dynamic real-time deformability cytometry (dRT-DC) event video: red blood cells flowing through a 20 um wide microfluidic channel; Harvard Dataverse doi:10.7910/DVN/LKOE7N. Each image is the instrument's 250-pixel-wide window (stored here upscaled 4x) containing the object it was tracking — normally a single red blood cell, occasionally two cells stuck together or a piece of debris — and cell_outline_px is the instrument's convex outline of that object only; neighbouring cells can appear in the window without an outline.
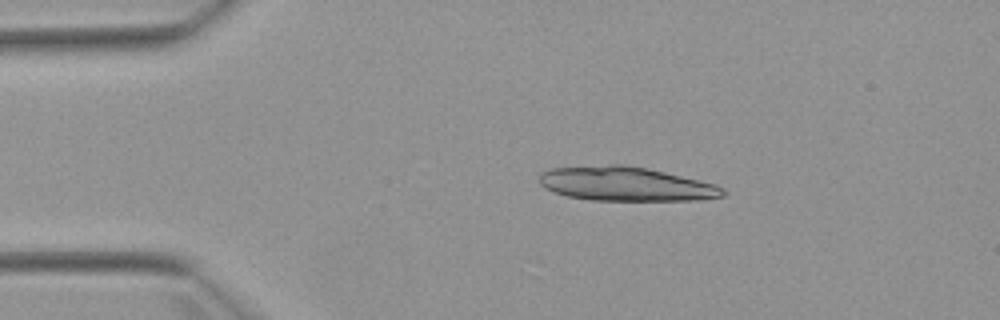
{"species": "Egyptian fruit bat (a non-hibernating species)", "species_latin": "Rousettus aegyptiacus", "temperature_condition": "warm", "stored_images_in_passage": 2, "camera_frame_rate_fps": 3000, "um_per_image_px": 0.085, "animal": {"sex": "female"}, "frame": {"image": 1, "passage_image": 1, "time_ms": 0.0, "image_size_px": [1000, 320], "cell_outline_px": [[728, 192], [724, 196], [696, 200], [592, 200], [568, 196], [544, 188], [540, 184], [540, 172], [552, 168], [608, 164], [624, 164], [648, 168], [716, 184], [724, 188]], "centroid_in_image_um": [53.21, 15.62], "position_along_channel_um": 31.8, "area_um2": 36.59}}